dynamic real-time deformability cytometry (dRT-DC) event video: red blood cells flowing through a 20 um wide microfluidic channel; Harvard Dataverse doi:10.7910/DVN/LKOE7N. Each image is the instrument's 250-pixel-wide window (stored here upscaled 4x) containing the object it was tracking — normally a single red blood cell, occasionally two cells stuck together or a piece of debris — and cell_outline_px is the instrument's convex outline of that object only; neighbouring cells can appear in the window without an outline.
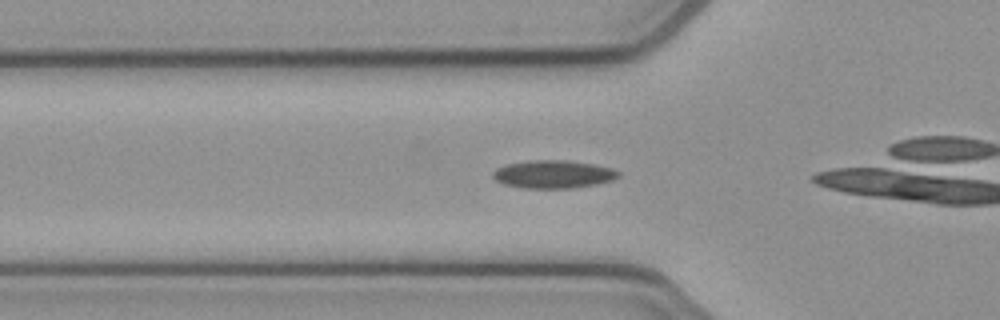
{"species": "common noctule bat (a hibernating species)", "species_latin": "Nyctalus noctula", "temperature_condition": "cold", "stored_images_in_passage": 13, "camera_frame_rate_fps": 3000, "um_per_image_px": 0.085, "animal": {"sex": "female", "body_mass_g": 21.9}, "frame": {"image": 1, "passage_image": 3, "time_ms": 0.667, "image_size_px": [1000, 320], "cell_outline_px": [[620, 176], [612, 180], [596, 184], [572, 188], [524, 188], [504, 184], [496, 180], [492, 176], [492, 172], [496, 168], [504, 164], [528, 160], [568, 160], [592, 164], [612, 168], [620, 172]], "centroid_in_image_um": [47.0, 14.8], "position_along_channel_um": 78.8, "area_um2": 20.58}}
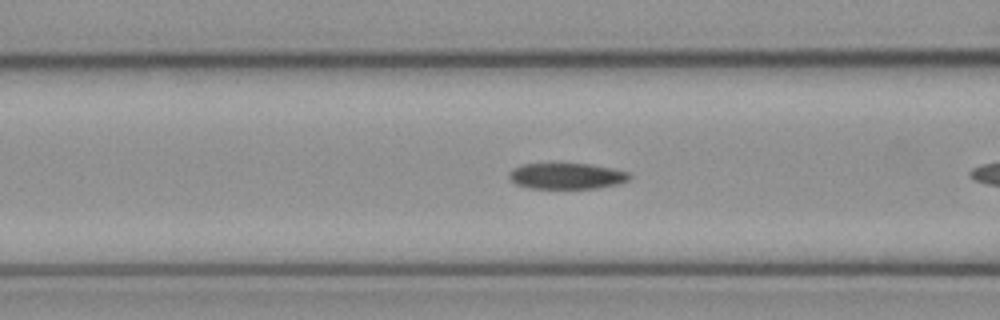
{"frame": {"image": 2, "passage_image": 6, "time_ms": 1.667, "image_size_px": [1000, 320], "cell_outline_px": [[632, 176], [628, 180], [620, 184], [596, 188], [528, 188], [516, 184], [508, 176], [508, 172], [512, 168], [520, 164], [592, 164], [612, 168], [628, 172]], "centroid_in_image_um": [48.17, 14.96], "position_along_channel_um": 118.4, "area_um2": 18.32}}